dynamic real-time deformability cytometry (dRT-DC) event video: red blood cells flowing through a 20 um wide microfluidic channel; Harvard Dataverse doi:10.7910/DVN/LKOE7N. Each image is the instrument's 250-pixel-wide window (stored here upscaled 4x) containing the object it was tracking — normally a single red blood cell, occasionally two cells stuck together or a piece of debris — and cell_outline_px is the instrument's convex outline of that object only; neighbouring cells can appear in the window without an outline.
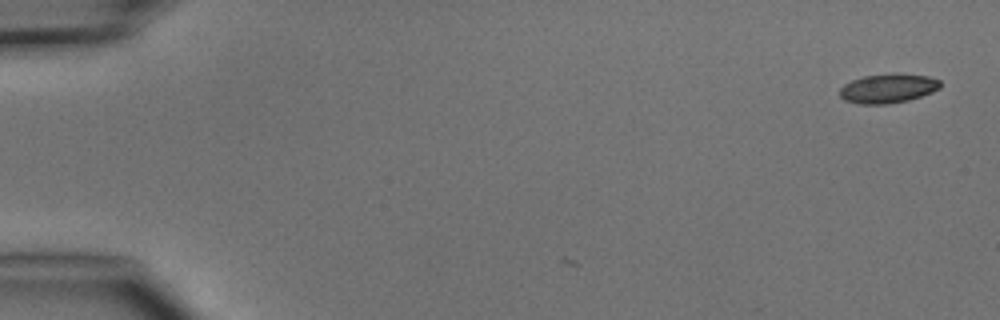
{"species": "common noctule bat (a hibernating species)", "species_latin": "Nyctalus noctula", "temperature_condition": "cold", "stored_images_in_passage": 3, "camera_frame_rate_fps": 3000, "um_per_image_px": 0.085, "animal": {"sex": "male", "body_mass_g": 15.6}, "frame": {"image": 1, "passage_image": 1, "time_ms": 0.0, "image_size_px": [1000, 320], "cell_outline_px": [[940, 88], [932, 92], [908, 100], [888, 104], [860, 104], [844, 100], [840, 96], [840, 88], [844, 84], [852, 80], [864, 76], [892, 72], [896, 72], [928, 76], [940, 80]], "centroid_in_image_um": [75.48, 7.49], "position_along_channel_um": 9.5, "area_um2": 17.34}}